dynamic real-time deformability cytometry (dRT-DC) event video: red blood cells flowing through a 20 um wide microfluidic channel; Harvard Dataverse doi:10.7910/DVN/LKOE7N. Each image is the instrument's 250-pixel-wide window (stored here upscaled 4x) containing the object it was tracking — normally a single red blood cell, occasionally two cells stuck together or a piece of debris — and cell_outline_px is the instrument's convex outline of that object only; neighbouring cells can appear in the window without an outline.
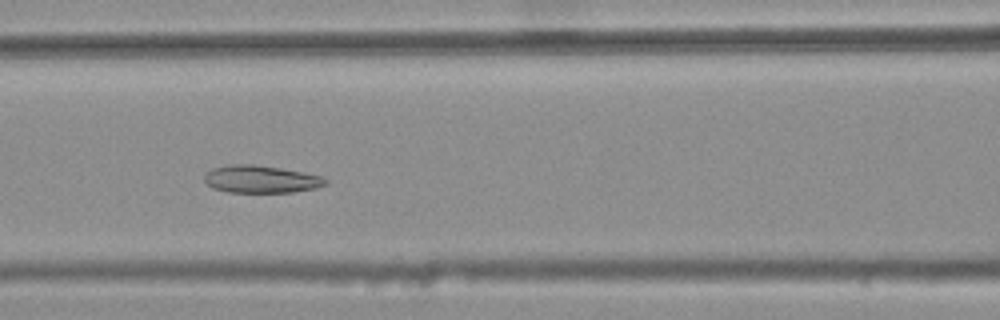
{"species": "common noctule bat (a hibernating species)", "species_latin": "Nyctalus noctula", "temperature_condition": "warm", "stored_images_in_passage": 41, "camera_frame_rate_fps": 3000, "um_per_image_px": 0.085, "animal": {"sex": "female", "body_mass_g": 25.1}, "frame": {"image": 1, "passage_image": 22, "time_ms": 7.0, "image_size_px": [1000, 320], "cell_outline_px": [[328, 184], [316, 188], [292, 192], [228, 192], [212, 188], [204, 180], [204, 176], [212, 168], [232, 164], [252, 164], [280, 168], [320, 176], [328, 180]], "centroid_in_image_um": [22.17, 15.23], "position_along_channel_um": 144.4, "area_um2": 19.25}}
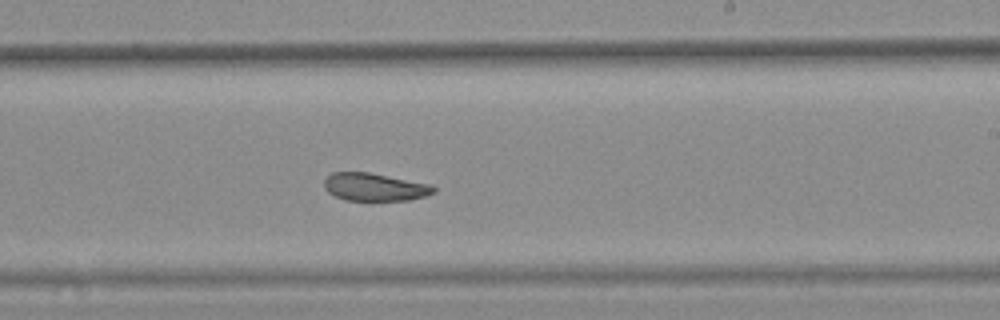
{"frame": {"image": 2, "passage_image": 31, "time_ms": 10.0, "image_size_px": [1000, 320], "cell_outline_px": [[436, 192], [424, 196], [408, 200], [344, 200], [328, 192], [324, 188], [324, 180], [332, 172], [368, 172], [432, 184], [436, 188]], "centroid_in_image_um": [31.86, 15.89], "position_along_channel_um": 257.1, "area_um2": 17.74}}
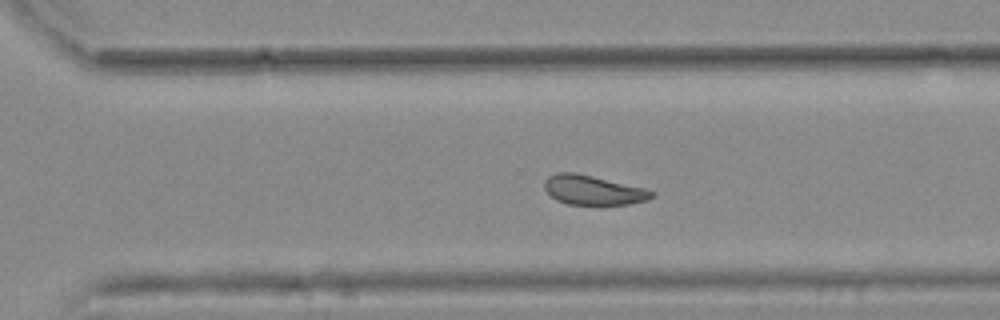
{"frame": {"image": 3, "passage_image": 36, "time_ms": 11.667, "image_size_px": [1000, 320], "cell_outline_px": [[656, 196], [648, 200], [628, 204], [568, 204], [556, 200], [544, 188], [544, 180], [548, 176], [556, 172], [576, 172], [644, 188], [656, 192]], "centroid_in_image_um": [50.42, 16.15], "position_along_channel_um": 320.2, "area_um2": 18.44}, "authors_computed_cell_mechanics": {"area_um2": 20.8658, "velocity_mm_per_s": 3.7706, "shape_relaxation_time_tau1_ms": null, "shape_relaxation_time_tau2_ms": 2.9426, "deformation_change_tau1": null, "deformation_change_tau2": 0.0815}}